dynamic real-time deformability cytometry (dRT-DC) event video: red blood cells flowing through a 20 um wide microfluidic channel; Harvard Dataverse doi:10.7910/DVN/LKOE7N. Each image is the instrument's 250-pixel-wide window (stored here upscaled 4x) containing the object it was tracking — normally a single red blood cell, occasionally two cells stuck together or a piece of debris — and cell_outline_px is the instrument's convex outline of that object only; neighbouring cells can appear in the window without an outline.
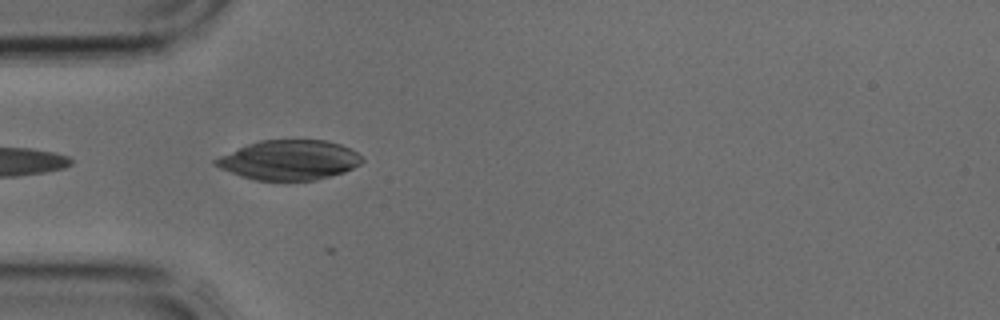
{"species": "common noctule bat (a hibernating species)", "species_latin": "Nyctalus noctula", "temperature_condition": "cold", "stored_images_in_passage": 3, "camera_frame_rate_fps": 3000, "um_per_image_px": 0.085, "animal": {"sex": "male", "body_mass_g": 17.9, "forearm_length_mm": 54.2}, "frame": {"image": 1, "passage_image": 3, "time_ms": 0.667, "image_size_px": [1000, 320], "cell_outline_px": [[364, 160], [360, 164], [344, 172], [316, 180], [256, 180], [240, 176], [220, 168], [212, 164], [212, 160], [220, 156], [248, 144], [260, 140], [324, 140], [340, 144], [352, 148]], "centroid_in_image_um": [24.58, 13.6], "position_along_channel_um": 60.4, "area_um2": 33.81}}